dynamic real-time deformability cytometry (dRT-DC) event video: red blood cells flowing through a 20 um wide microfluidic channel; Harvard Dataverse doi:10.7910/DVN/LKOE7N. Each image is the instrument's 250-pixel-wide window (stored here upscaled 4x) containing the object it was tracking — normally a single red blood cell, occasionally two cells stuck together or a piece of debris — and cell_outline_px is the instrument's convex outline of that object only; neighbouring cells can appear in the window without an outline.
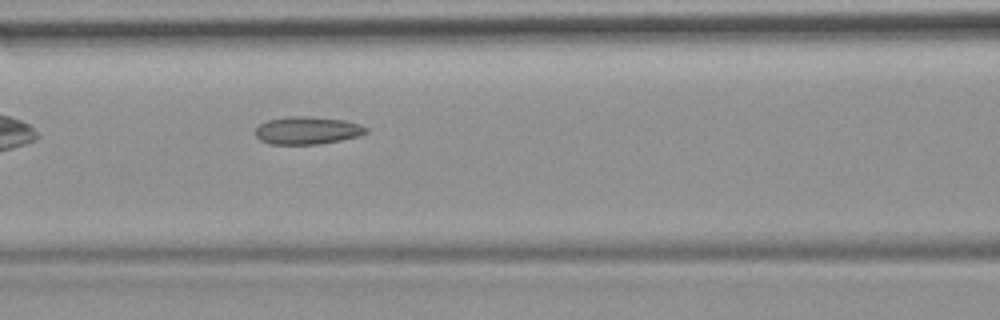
{"species": "common noctule bat (a hibernating species)", "species_latin": "Nyctalus noctula", "temperature_condition": "room temperature", "stored_images_in_passage": 6, "camera_frame_rate_fps": 3000, "um_per_image_px": 0.085, "animal": {"sex": "female", "body_mass_g": 19.9}, "frame": {"image": 1, "passage_image": 6, "time_ms": 6.667, "image_size_px": [1000, 320], "cell_outline_px": [[368, 132], [360, 136], [340, 140], [316, 144], [268, 144], [260, 140], [256, 136], [256, 128], [260, 124], [268, 120], [288, 116], [308, 116], [344, 120], [360, 124], [368, 128]], "centroid_in_image_um": [26.13, 11.08], "position_along_channel_um": 140.5, "area_um2": 17.86}}